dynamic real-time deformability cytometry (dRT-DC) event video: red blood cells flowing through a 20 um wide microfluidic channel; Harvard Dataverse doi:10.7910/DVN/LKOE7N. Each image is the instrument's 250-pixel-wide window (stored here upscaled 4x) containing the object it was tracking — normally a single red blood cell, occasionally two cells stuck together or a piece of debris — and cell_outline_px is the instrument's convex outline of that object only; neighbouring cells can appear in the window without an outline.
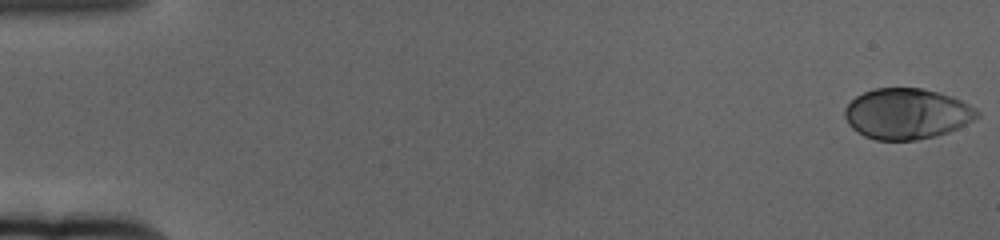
{"species": "human", "species_latin": "Homo sapiens", "temperature_condition": "cold", "stored_images_in_passage": 61, "camera_frame_rate_fps": 3000, "um_per_image_px": 0.085, "donor": {"sex": "female"}, "frame": {"image": 1, "passage_image": 1, "time_ms": 0.0, "image_size_px": [1000, 240], "cell_outline_px": [[980, 116], [948, 132], [936, 136], [916, 140], [876, 140], [864, 136], [856, 132], [848, 124], [844, 116], [844, 108], [856, 96], [864, 92], [876, 88], [920, 88], [952, 96], [976, 108], [980, 112]], "centroid_in_image_um": [77.05, 9.67], "position_along_channel_um": 7.9, "area_um2": 39.07}}
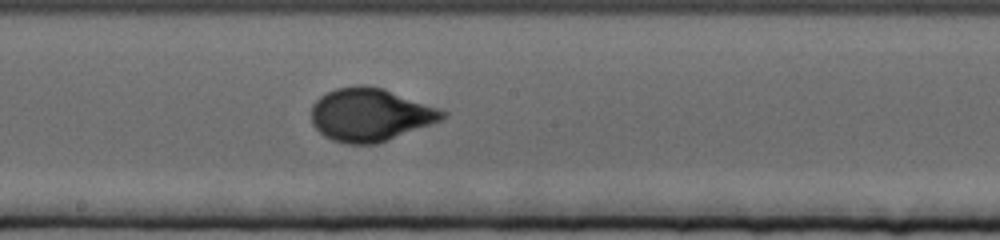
{"frame": {"image": 2, "passage_image": 34, "time_ms": 11.0, "image_size_px": [1000, 240], "cell_outline_px": [[448, 116], [440, 120], [380, 144], [348, 144], [332, 140], [324, 136], [312, 124], [312, 104], [320, 96], [336, 88], [356, 84], [360, 84], [384, 88], [448, 112]], "centroid_in_image_um": [31.45, 9.75], "position_along_channel_um": 216.7, "area_um2": 40.58}}
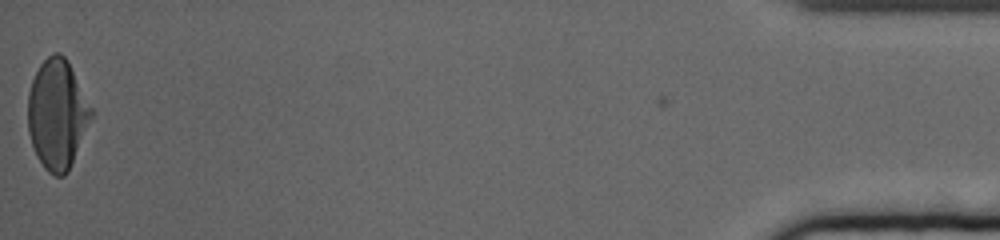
{"frame": {"image": 3, "passage_image": 61, "time_ms": 20.0, "image_size_px": [1000, 240], "cell_outline_px": [[92, 116], [68, 172], [64, 176], [56, 176], [48, 172], [44, 168], [36, 156], [28, 132], [28, 92], [32, 80], [40, 64], [52, 52], [60, 52], [68, 60], [92, 108]], "centroid_in_image_um": [4.85, 9.7], "position_along_channel_um": 430.4, "area_um2": 40.34}, "authors_computed_cell_mechanics": {"area_um2": 38.8994, "velocity_mm_per_s": 3.3591, "shape_relaxation_time_tau1_ms": 3.75, "shape_relaxation_time_tau2_ms": null, "deformation_change_tau1": 0.1873, "deformation_change_tau2": null}}